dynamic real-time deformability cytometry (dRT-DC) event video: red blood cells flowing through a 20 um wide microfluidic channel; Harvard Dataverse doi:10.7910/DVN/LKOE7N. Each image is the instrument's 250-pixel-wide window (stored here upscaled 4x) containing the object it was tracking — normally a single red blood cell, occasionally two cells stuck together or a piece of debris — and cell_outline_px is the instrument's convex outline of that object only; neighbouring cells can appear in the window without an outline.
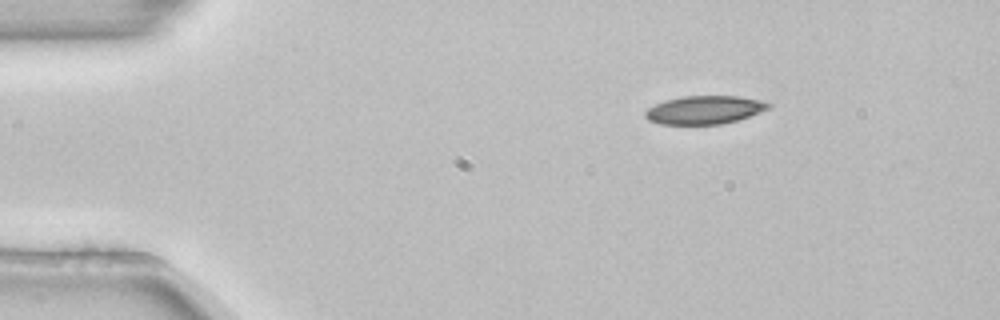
{"species": "common noctule bat (a hibernating species)", "species_latin": "Nyctalus noctula", "temperature_condition": "room temperature", "stored_images_in_passage": 3, "camera_frame_rate_fps": 3000, "um_per_image_px": 0.085, "animal": {"sex": "female", "body_mass_g": 22.7, "forearm_length_mm": 54.2}, "frame": {"image": 1, "passage_image": 1, "time_ms": 0.0, "image_size_px": [1000, 320], "cell_outline_px": [[772, 104], [768, 108], [748, 116], [736, 120], [720, 124], [660, 124], [648, 120], [644, 116], [644, 112], [648, 108], [664, 100], [684, 96], [736, 96], [760, 100]], "centroid_in_image_um": [59.82, 9.34], "position_along_channel_um": 25.2, "area_um2": 20.06}}
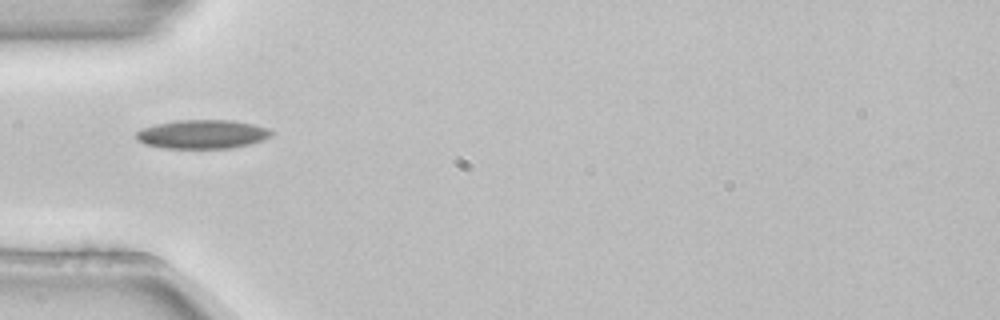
{"frame": {"image": 2, "passage_image": 3, "time_ms": 0.667, "image_size_px": [1000, 320], "cell_outline_px": [[272, 132], [268, 136], [252, 144], [232, 148], [164, 148], [144, 144], [136, 140], [136, 132], [140, 128], [156, 124], [180, 120], [232, 120], [252, 124], [268, 128]], "centroid_in_image_um": [17.14, 11.41], "position_along_channel_um": 67.9, "area_um2": 22.66}}